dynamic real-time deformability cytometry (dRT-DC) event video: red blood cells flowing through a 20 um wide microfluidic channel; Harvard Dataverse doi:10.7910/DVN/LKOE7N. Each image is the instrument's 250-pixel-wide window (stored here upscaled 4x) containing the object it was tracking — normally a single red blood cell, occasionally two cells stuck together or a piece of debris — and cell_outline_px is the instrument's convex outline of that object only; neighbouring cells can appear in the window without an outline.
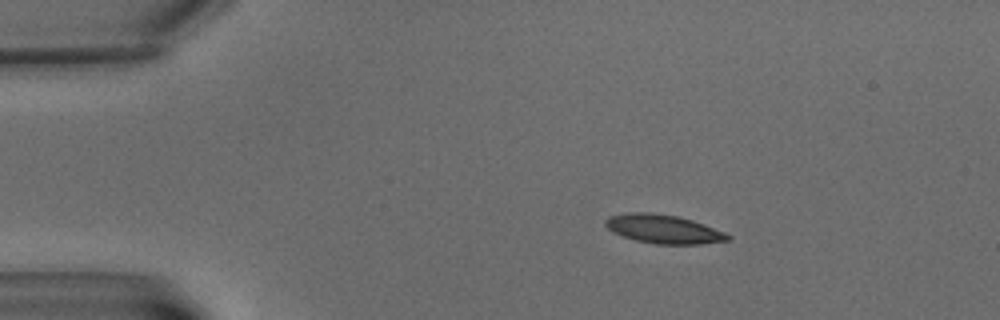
{"species": "common noctule bat (a hibernating species)", "species_latin": "Nyctalus noctula", "temperature_condition": "warm", "stored_images_in_passage": 6, "camera_frame_rate_fps": 3000, "um_per_image_px": 0.085, "animal": {"sex": "male", "body_mass_g": 15.6}, "frame": {"image": 1, "passage_image": 1, "time_ms": 0.0, "image_size_px": [1000, 320], "cell_outline_px": [[732, 236], [728, 240], [700, 244], [656, 244], [636, 240], [612, 232], [604, 224], [604, 220], [608, 216], [628, 212], [648, 212], [676, 216], [692, 220], [704, 224], [724, 232]], "centroid_in_image_um": [56.36, 19.46], "position_along_channel_um": 28.6, "area_um2": 20.4}}
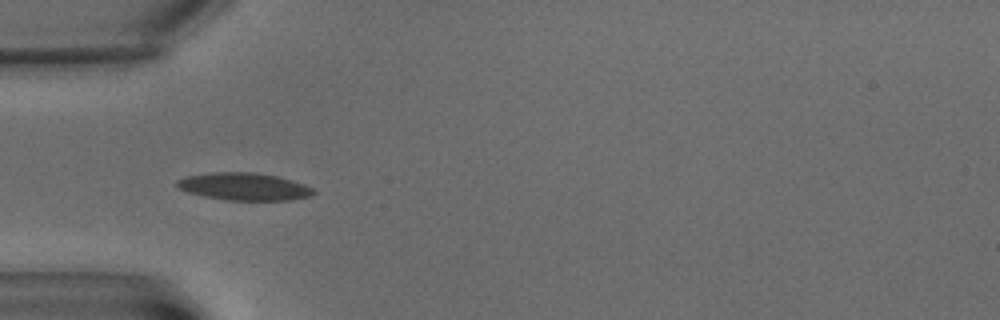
{"frame": {"image": 2, "passage_image": 4, "time_ms": 3.333, "image_size_px": [1000, 320], "cell_outline_px": [[316, 192], [312, 196], [292, 200], [224, 200], [204, 196], [188, 192], [176, 188], [176, 180], [184, 176], [212, 172], [256, 172], [276, 176], [304, 184], [312, 188]], "centroid_in_image_um": [20.71, 15.86], "position_along_channel_um": 64.3, "area_um2": 22.02}}